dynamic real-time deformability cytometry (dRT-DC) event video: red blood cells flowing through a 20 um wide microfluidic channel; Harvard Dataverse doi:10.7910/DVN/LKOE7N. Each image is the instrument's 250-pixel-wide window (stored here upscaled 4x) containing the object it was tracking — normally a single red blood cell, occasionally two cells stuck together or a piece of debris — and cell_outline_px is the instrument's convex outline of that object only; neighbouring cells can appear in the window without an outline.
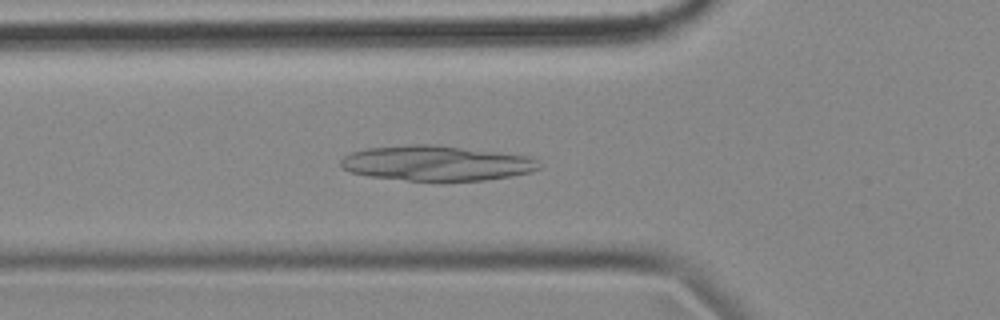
{"species": "common noctule bat (a hibernating species)", "species_latin": "Nyctalus noctula", "temperature_condition": "cold", "stored_images_in_passage": 56, "camera_frame_rate_fps": 3000, "um_per_image_px": 0.085, "animal": {"sex": "female", "body_mass_g": 18.4}, "frame": {"image": 1, "passage_image": 19, "time_ms": 6.0, "image_size_px": [1000, 320], "cell_outline_px": [[540, 168], [532, 172], [484, 180], [444, 184], [368, 176], [352, 172], [340, 168], [340, 160], [344, 156], [352, 152], [368, 148], [408, 144], [436, 144], [528, 156], [536, 160]], "centroid_in_image_um": [37.07, 13.9], "position_along_channel_um": 88.7, "area_um2": 41.44}}
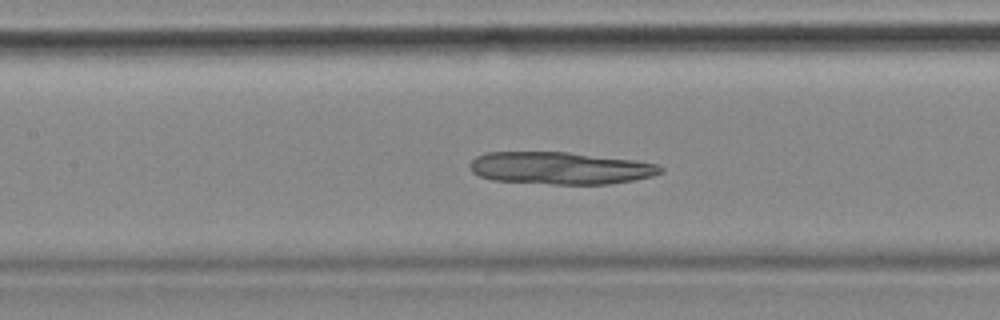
{"frame": {"image": 2, "passage_image": 25, "time_ms": 8.0, "image_size_px": [1000, 320], "cell_outline_px": [[664, 172], [652, 176], [636, 180], [608, 184], [552, 184], [492, 180], [480, 176], [472, 172], [468, 168], [468, 164], [476, 156], [488, 152], [568, 152], [632, 160], [656, 164], [664, 168]], "centroid_in_image_um": [47.6, 14.29], "position_along_channel_um": 159.8, "area_um2": 35.95}}
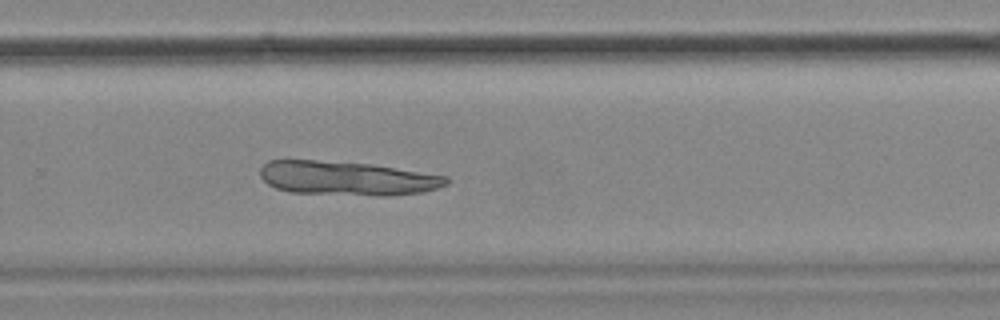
{"frame": {"image": 3, "passage_image": 37, "time_ms": 12.0, "image_size_px": [1000, 320], "cell_outline_px": [[448, 184], [436, 188], [420, 192], [392, 196], [376, 196], [288, 192], [276, 188], [268, 184], [260, 176], [260, 168], [268, 160], [316, 160], [372, 164], [448, 176]], "centroid_in_image_um": [29.49, 15.16], "position_along_channel_um": 300.3, "area_um2": 37.11}}